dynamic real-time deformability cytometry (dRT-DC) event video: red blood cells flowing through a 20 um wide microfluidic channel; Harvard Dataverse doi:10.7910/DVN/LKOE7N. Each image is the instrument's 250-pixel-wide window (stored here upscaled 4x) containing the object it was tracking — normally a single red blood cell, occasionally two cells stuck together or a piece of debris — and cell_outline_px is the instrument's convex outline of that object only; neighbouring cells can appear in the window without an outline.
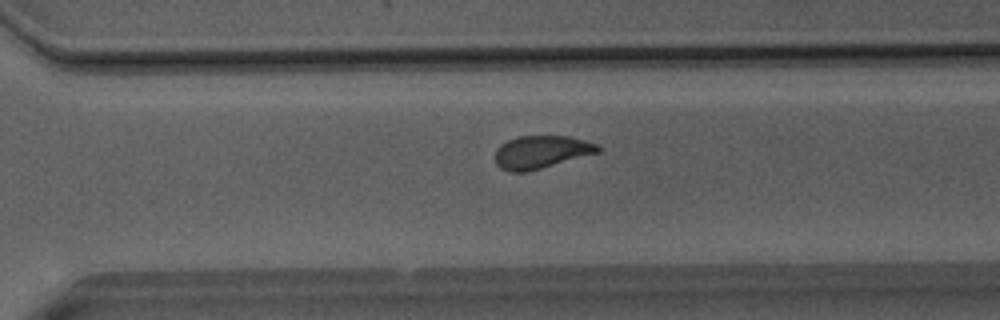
{"species": "Egyptian fruit bat (a non-hibernating species)", "species_latin": "Rousettus aegyptiacus", "temperature_condition": "room temperature", "stored_images_in_passage": 37, "camera_frame_rate_fps": 3000, "um_per_image_px": 0.085, "animal": {"sex": "male"}, "frame": {"image": 1, "passage_image": 22, "time_ms": 7.0, "image_size_px": [1000, 320], "cell_outline_px": [[600, 152], [528, 172], [508, 172], [500, 168], [496, 164], [496, 148], [500, 144], [508, 140], [520, 136], [568, 136], [584, 140], [596, 144], [600, 148]], "centroid_in_image_um": [45.98, 12.93], "position_along_channel_um": 324.6, "area_um2": 19.71}}
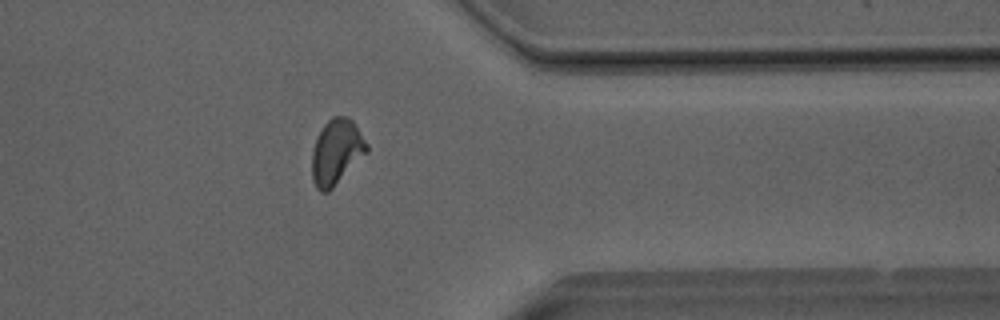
{"frame": {"image": 2, "passage_image": 27, "time_ms": 8.667, "image_size_px": [1000, 320], "cell_outline_px": [[368, 152], [328, 192], [320, 192], [316, 188], [312, 180], [312, 152], [316, 140], [324, 124], [332, 116], [348, 116], [352, 120], [368, 144]], "centroid_in_image_um": [28.6, 12.92], "position_along_channel_um": 382.8, "area_um2": 20.75}}
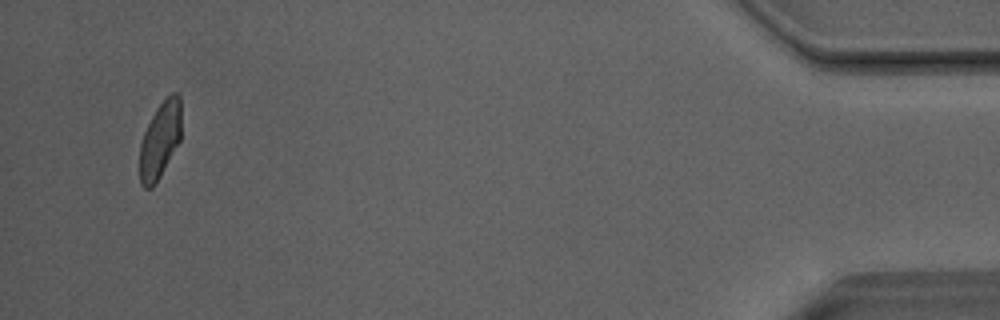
{"frame": {"image": 3, "passage_image": 35, "time_ms": 11.333, "image_size_px": [1000, 320], "cell_outline_px": [[180, 140], [156, 184], [152, 188], [144, 188], [140, 184], [140, 144], [144, 132], [156, 108], [172, 92], [176, 92], [180, 96]], "centroid_in_image_um": [13.59, 11.93], "position_along_channel_um": 421.6, "area_um2": 18.38}, "authors_computed_cell_mechanics": {"area_um2": 20.0566, "velocity_mm_per_s": 4.0589, "shape_relaxation_time_tau1_ms": 6.0866, "shape_relaxation_time_tau2_ms": 0.9821, "deformation_change_tau1": 0.1484, "deformation_change_tau2": 0.0575}}